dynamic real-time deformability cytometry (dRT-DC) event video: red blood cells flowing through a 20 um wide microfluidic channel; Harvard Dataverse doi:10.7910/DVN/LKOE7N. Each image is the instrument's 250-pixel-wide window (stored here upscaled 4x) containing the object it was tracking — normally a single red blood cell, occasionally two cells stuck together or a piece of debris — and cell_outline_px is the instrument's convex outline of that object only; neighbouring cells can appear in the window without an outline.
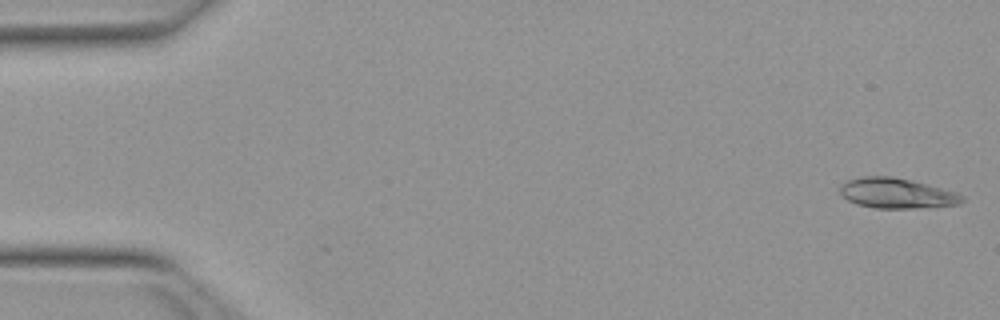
{"species": "Egyptian fruit bat (a non-hibernating species)", "species_latin": "Rousettus aegyptiacus", "temperature_condition": "warm", "stored_images_in_passage": 52, "segment_of_instrument_passage": [1, 2], "camera_frame_rate_fps": 3000, "um_per_image_px": 0.085, "animal": {"sex": "female"}, "frame": {"image": 1, "passage_image": 1, "time_ms": 0.0, "image_size_px": [1000, 320], "cell_outline_px": [[964, 200], [960, 204], [912, 208], [872, 208], [856, 204], [848, 200], [840, 192], [840, 184], [848, 180], [864, 176], [892, 176], [912, 180], [956, 192], [964, 196]], "centroid_in_image_um": [76.2, 16.42], "position_along_channel_um": 8.8, "area_um2": 21.44}}
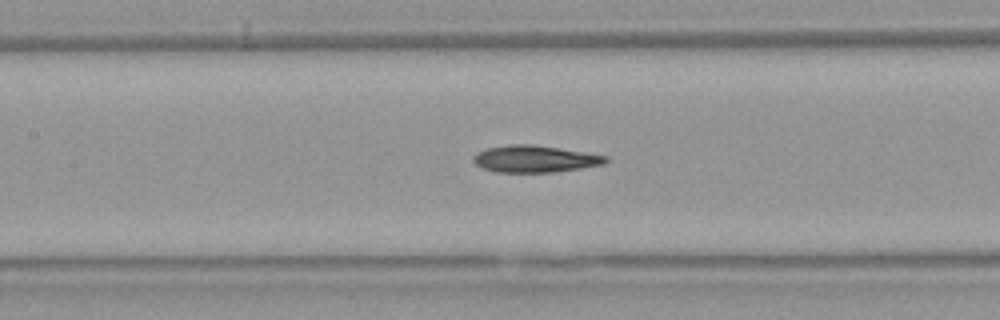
{"frame": {"image": 2, "passage_image": 23, "time_ms": 7.333, "image_size_px": [1000, 320], "cell_outline_px": [[612, 160], [604, 164], [580, 168], [552, 172], [496, 172], [480, 168], [472, 160], [472, 156], [476, 152], [488, 148], [512, 144], [532, 144], [560, 148], [608, 156]], "centroid_in_image_um": [45.46, 13.5], "position_along_channel_um": 161.9, "area_um2": 20.87}}
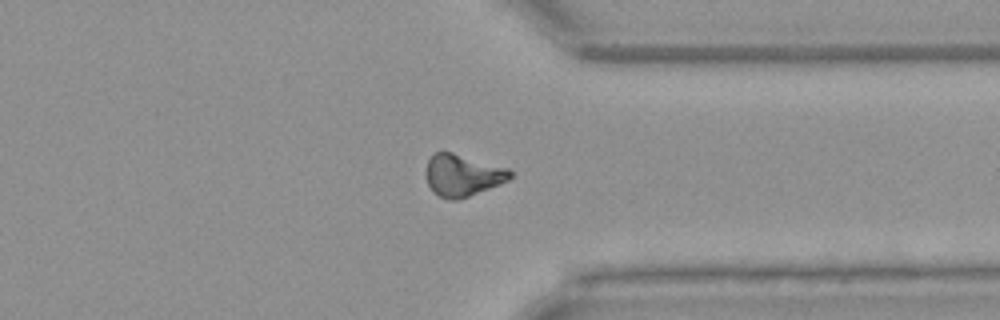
{"frame": {"image": 3, "passage_image": 39, "time_ms": 12.667, "image_size_px": [1000, 320], "cell_outline_px": [[512, 176], [508, 180], [500, 184], [468, 196], [456, 200], [452, 200], [440, 196], [432, 192], [428, 184], [428, 160], [432, 152], [452, 152], [508, 168], [512, 172]], "centroid_in_image_um": [39.33, 14.89], "position_along_channel_um": 372.1, "area_um2": 20.23}}